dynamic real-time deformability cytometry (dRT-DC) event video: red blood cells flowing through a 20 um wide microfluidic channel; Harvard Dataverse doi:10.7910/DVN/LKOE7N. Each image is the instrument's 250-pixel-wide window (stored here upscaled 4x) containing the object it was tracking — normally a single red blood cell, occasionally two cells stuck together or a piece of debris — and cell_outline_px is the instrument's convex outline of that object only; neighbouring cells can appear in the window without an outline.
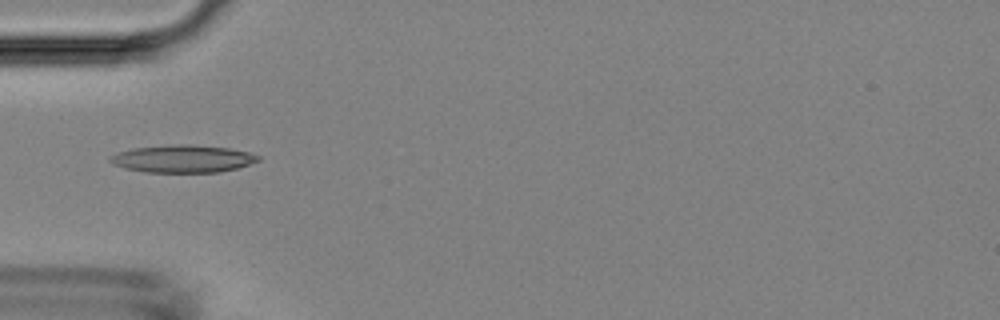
{"species": "Egyptian fruit bat (a non-hibernating species)", "species_latin": "Rousettus aegyptiacus", "temperature_condition": "room temperature", "stored_images_in_passage": 5, "camera_frame_rate_fps": 3000, "um_per_image_px": 0.085, "animal": {"sex": "female"}, "frame": {"image": 1, "passage_image": 5, "time_ms": 4.667, "image_size_px": [1000, 320], "cell_outline_px": [[260, 160], [236, 168], [220, 172], [144, 172], [124, 168], [112, 164], [108, 160], [108, 156], [116, 152], [132, 148], [176, 144], [188, 144], [228, 148], [248, 152], [260, 156]], "centroid_in_image_um": [15.46, 13.49], "position_along_channel_um": 69.5, "area_um2": 23.81}}